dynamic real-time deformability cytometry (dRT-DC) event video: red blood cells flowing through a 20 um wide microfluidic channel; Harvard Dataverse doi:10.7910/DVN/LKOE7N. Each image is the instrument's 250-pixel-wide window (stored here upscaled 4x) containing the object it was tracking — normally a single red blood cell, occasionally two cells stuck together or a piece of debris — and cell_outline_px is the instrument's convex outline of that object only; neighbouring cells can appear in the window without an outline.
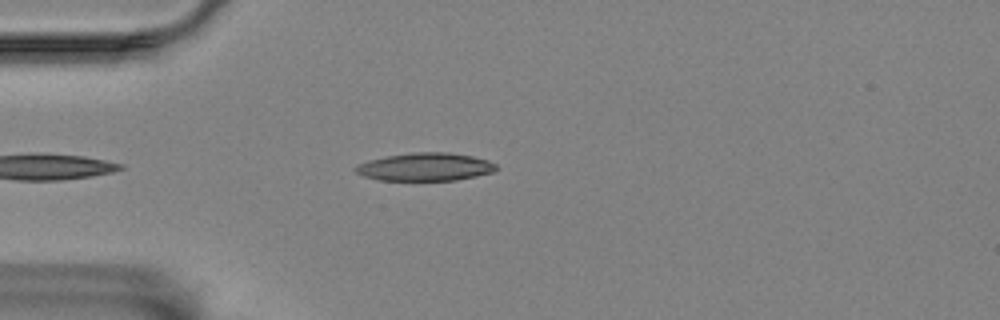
{"species": "Egyptian fruit bat (a non-hibernating species)", "species_latin": "Rousettus aegyptiacus", "temperature_condition": "room temperature", "stored_images_in_passage": 41, "camera_frame_rate_fps": 3000, "um_per_image_px": 0.085, "animal": {"sex": "female"}, "frame": {"image": 1, "passage_image": 2, "time_ms": 0.333, "image_size_px": [1000, 320], "cell_outline_px": [[496, 168], [492, 172], [476, 176], [456, 180], [380, 180], [364, 176], [356, 172], [356, 168], [360, 164], [368, 160], [388, 156], [416, 152], [448, 152], [472, 156], [488, 160], [496, 164]], "centroid_in_image_um": [36.18, 14.18], "position_along_channel_um": 48.8, "area_um2": 22.6}}
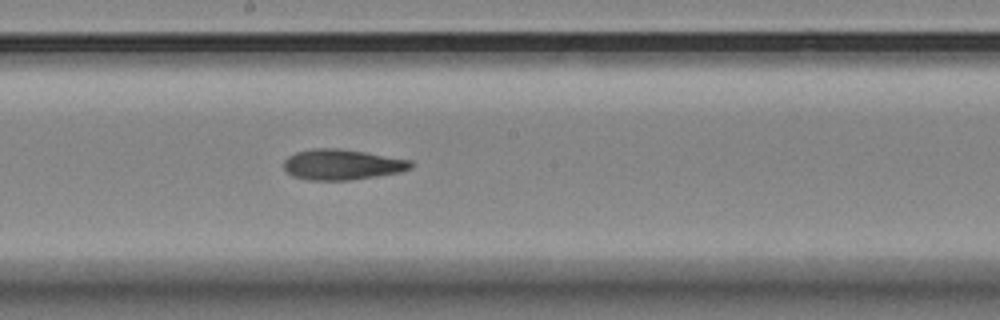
{"frame": {"image": 2, "passage_image": 18, "time_ms": 5.667, "image_size_px": [1000, 320], "cell_outline_px": [[412, 168], [400, 172], [376, 176], [348, 180], [308, 180], [292, 176], [284, 168], [284, 160], [288, 156], [296, 152], [312, 148], [340, 148], [412, 160]], "centroid_in_image_um": [29.06, 13.98], "position_along_channel_um": 219.1, "area_um2": 22.6}}
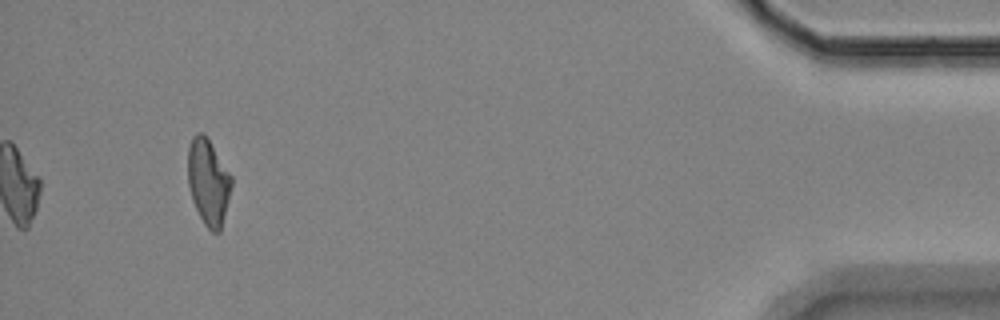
{"frame": {"image": 3, "passage_image": 41, "time_ms": 13.333, "image_size_px": [1000, 320], "cell_outline_px": [[232, 184], [220, 232], [212, 232], [204, 224], [192, 200], [188, 184], [188, 148], [192, 136], [196, 132], [204, 132], [232, 176]], "centroid_in_image_um": [17.69, 15.43], "position_along_channel_um": 417.5, "area_um2": 21.79}, "authors_computed_cell_mechanics": {"area_um2": 22.542, "velocity_mm_per_s": 3.4546, "shape_relaxation_time_tau1_ms": 7.6521, "shape_relaxation_time_tau2_ms": 4.2118, "deformation_change_tau1": 0.1558, "deformation_change_tau2": 0.1167}}